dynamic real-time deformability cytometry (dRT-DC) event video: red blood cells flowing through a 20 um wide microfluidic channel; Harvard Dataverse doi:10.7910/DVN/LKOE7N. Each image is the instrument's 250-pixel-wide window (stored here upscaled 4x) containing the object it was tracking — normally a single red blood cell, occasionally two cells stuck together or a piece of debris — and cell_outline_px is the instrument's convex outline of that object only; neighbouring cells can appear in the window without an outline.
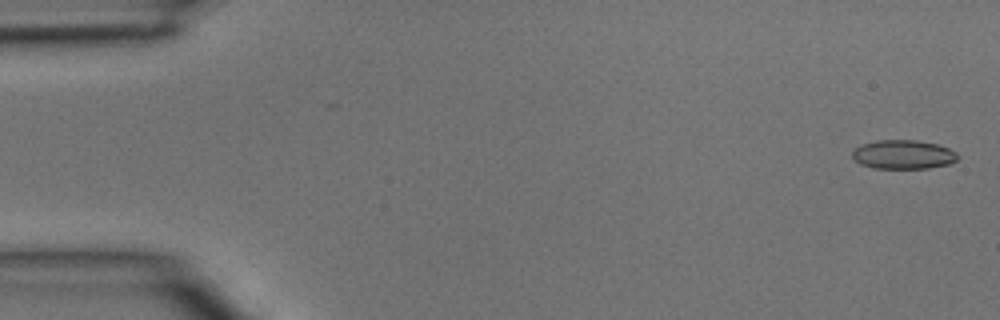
{"species": "common noctule bat (a hibernating species)", "species_latin": "Nyctalus noctula", "temperature_condition": "room temperature", "stored_images_in_passage": 6, "camera_frame_rate_fps": 3000, "um_per_image_px": 0.085, "animal": {"sex": "male", "body_mass_g": 15.6}, "frame": {"image": 1, "passage_image": 1, "time_ms": 0.0, "image_size_px": [1000, 320], "cell_outline_px": [[956, 160], [948, 164], [928, 168], [872, 168], [860, 164], [852, 156], [852, 152], [856, 148], [864, 144], [876, 140], [916, 140], [936, 144], [948, 148], [956, 152]], "centroid_in_image_um": [76.76, 13.13], "position_along_channel_um": 8.2, "area_um2": 17.57}}
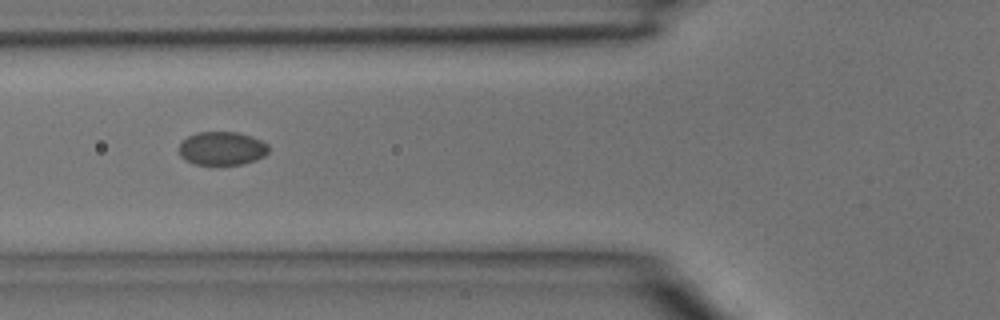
{"frame": {"image": 2, "passage_image": 6, "time_ms": 1.667, "image_size_px": [1000, 320], "cell_outline_px": [[268, 152], [264, 156], [256, 160], [240, 164], [196, 164], [184, 160], [180, 156], [180, 144], [188, 136], [196, 132], [240, 132], [252, 136], [268, 144]], "centroid_in_image_um": [18.88, 12.6], "position_along_channel_um": 106.9, "area_um2": 17.46}}